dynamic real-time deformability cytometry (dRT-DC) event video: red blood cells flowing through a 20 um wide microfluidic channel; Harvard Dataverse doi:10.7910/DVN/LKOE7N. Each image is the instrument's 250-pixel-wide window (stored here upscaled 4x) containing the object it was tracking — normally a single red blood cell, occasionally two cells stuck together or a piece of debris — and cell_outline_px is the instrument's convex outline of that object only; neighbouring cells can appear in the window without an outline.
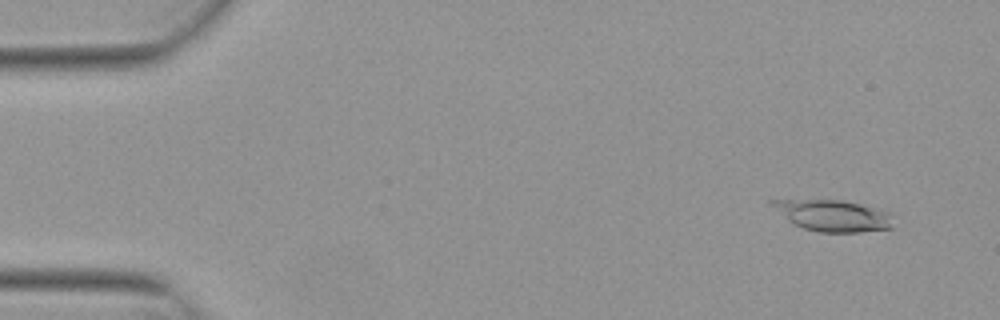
{"species": "Egyptian fruit bat (a non-hibernating species)", "species_latin": "Rousettus aegyptiacus", "temperature_condition": "warm", "stored_images_in_passage": 49, "camera_frame_rate_fps": 3000, "um_per_image_px": 0.085, "animal": {"sex": "female"}, "frame": {"image": 1, "passage_image": 4, "time_ms": 1.0, "image_size_px": [1000, 320], "cell_outline_px": [[892, 228], [860, 232], [820, 232], [804, 228], [788, 220], [768, 204], [768, 200], [840, 200], [860, 204], [892, 212]], "centroid_in_image_um": [70.82, 18.32], "position_along_channel_um": 14.2, "area_um2": 22.02}}
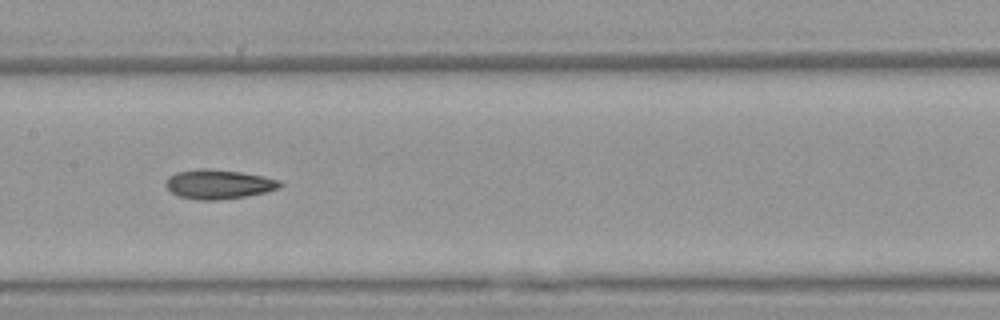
{"frame": {"image": 2, "passage_image": 27, "time_ms": 8.667, "image_size_px": [1000, 320], "cell_outline_px": [[284, 184], [280, 188], [264, 192], [244, 196], [220, 200], [200, 200], [180, 196], [172, 192], [164, 184], [168, 176], [176, 172], [200, 168], [208, 168], [240, 172], [264, 176], [280, 180]], "centroid_in_image_um": [18.59, 15.65], "position_along_channel_um": 188.8, "area_um2": 19.54}}
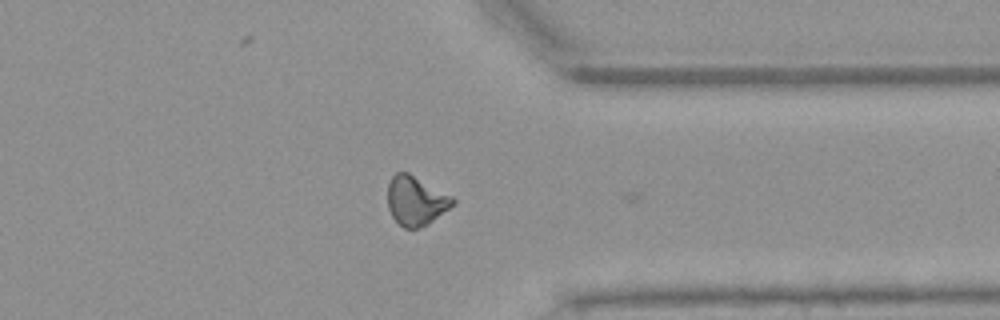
{"frame": {"image": 3, "passage_image": 42, "time_ms": 13.667, "image_size_px": [1000, 320], "cell_outline_px": [[456, 200], [448, 208], [428, 224], [420, 228], [404, 228], [392, 216], [388, 208], [388, 184], [392, 176], [396, 172], [408, 172], [452, 196]], "centroid_in_image_um": [35.32, 17.05], "position_along_channel_um": 376.1, "area_um2": 18.44}, "authors_computed_cell_mechanics": {"area_um2": 19.1318, "velocity_mm_per_s": 3.8411, "shape_relaxation_time_tau1_ms": null, "shape_relaxation_time_tau2_ms": 3.4843, "deformation_change_tau1": null, "deformation_change_tau2": 0.1109}}